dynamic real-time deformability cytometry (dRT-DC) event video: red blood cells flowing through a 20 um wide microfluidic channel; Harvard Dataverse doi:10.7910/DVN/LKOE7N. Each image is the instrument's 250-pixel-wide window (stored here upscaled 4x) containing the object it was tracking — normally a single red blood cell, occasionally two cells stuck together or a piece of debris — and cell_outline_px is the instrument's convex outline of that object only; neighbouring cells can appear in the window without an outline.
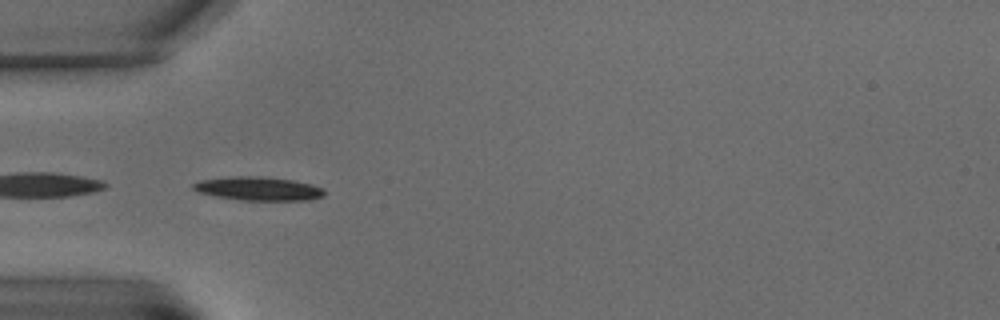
{"species": "common noctule bat (a hibernating species)", "species_latin": "Nyctalus noctula", "temperature_condition": "warm", "stored_images_in_passage": 7, "camera_frame_rate_fps": 3000, "um_per_image_px": 0.085, "animal": {"sex": "male", "body_mass_g": 15.6}, "frame": {"image": 1, "passage_image": 6, "time_ms": 6.667, "image_size_px": [1000, 320], "cell_outline_px": [[324, 196], [308, 200], [240, 200], [216, 196], [200, 192], [192, 188], [192, 184], [200, 180], [232, 176], [260, 176], [292, 180], [312, 184], [324, 188]], "centroid_in_image_um": [21.98, 16.03], "position_along_channel_um": 63.0, "area_um2": 18.03}}